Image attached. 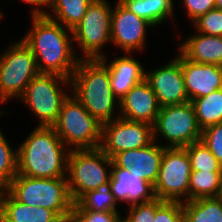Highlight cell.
I'll return each instance as SVG.
<instances>
[{
	"label": "cell",
	"instance_id": "836d02e7",
	"mask_svg": "<svg viewBox=\"0 0 222 222\" xmlns=\"http://www.w3.org/2000/svg\"><path fill=\"white\" fill-rule=\"evenodd\" d=\"M154 222H184L182 203L165 201L155 211Z\"/></svg>",
	"mask_w": 222,
	"mask_h": 222
},
{
	"label": "cell",
	"instance_id": "d590c367",
	"mask_svg": "<svg viewBox=\"0 0 222 222\" xmlns=\"http://www.w3.org/2000/svg\"><path fill=\"white\" fill-rule=\"evenodd\" d=\"M19 1L20 3L24 2L26 4H29L30 16H45L50 6V0H19Z\"/></svg>",
	"mask_w": 222,
	"mask_h": 222
},
{
	"label": "cell",
	"instance_id": "b9f144b4",
	"mask_svg": "<svg viewBox=\"0 0 222 222\" xmlns=\"http://www.w3.org/2000/svg\"><path fill=\"white\" fill-rule=\"evenodd\" d=\"M119 222H127L124 218H122Z\"/></svg>",
	"mask_w": 222,
	"mask_h": 222
},
{
	"label": "cell",
	"instance_id": "3957f363",
	"mask_svg": "<svg viewBox=\"0 0 222 222\" xmlns=\"http://www.w3.org/2000/svg\"><path fill=\"white\" fill-rule=\"evenodd\" d=\"M71 93L101 125L119 117L120 101L101 59H80L71 77Z\"/></svg>",
	"mask_w": 222,
	"mask_h": 222
},
{
	"label": "cell",
	"instance_id": "f1b7e54d",
	"mask_svg": "<svg viewBox=\"0 0 222 222\" xmlns=\"http://www.w3.org/2000/svg\"><path fill=\"white\" fill-rule=\"evenodd\" d=\"M184 148L190 159L191 170L222 171L218 160L200 140Z\"/></svg>",
	"mask_w": 222,
	"mask_h": 222
},
{
	"label": "cell",
	"instance_id": "f35d334b",
	"mask_svg": "<svg viewBox=\"0 0 222 222\" xmlns=\"http://www.w3.org/2000/svg\"><path fill=\"white\" fill-rule=\"evenodd\" d=\"M58 222H70L69 218H61Z\"/></svg>",
	"mask_w": 222,
	"mask_h": 222
},
{
	"label": "cell",
	"instance_id": "ab89813d",
	"mask_svg": "<svg viewBox=\"0 0 222 222\" xmlns=\"http://www.w3.org/2000/svg\"><path fill=\"white\" fill-rule=\"evenodd\" d=\"M3 115H7V111L5 112L4 110L2 111V110L0 109V118H1V116H3Z\"/></svg>",
	"mask_w": 222,
	"mask_h": 222
},
{
	"label": "cell",
	"instance_id": "9c48e42d",
	"mask_svg": "<svg viewBox=\"0 0 222 222\" xmlns=\"http://www.w3.org/2000/svg\"><path fill=\"white\" fill-rule=\"evenodd\" d=\"M5 49L0 54V105L19 99L40 73L34 54L21 38Z\"/></svg>",
	"mask_w": 222,
	"mask_h": 222
},
{
	"label": "cell",
	"instance_id": "30bf717a",
	"mask_svg": "<svg viewBox=\"0 0 222 222\" xmlns=\"http://www.w3.org/2000/svg\"><path fill=\"white\" fill-rule=\"evenodd\" d=\"M154 141L165 148H184L201 139L195 110L191 102L160 107L153 125ZM165 143H160V139ZM159 142H158V141Z\"/></svg>",
	"mask_w": 222,
	"mask_h": 222
},
{
	"label": "cell",
	"instance_id": "e0dca14e",
	"mask_svg": "<svg viewBox=\"0 0 222 222\" xmlns=\"http://www.w3.org/2000/svg\"><path fill=\"white\" fill-rule=\"evenodd\" d=\"M160 106L149 83L144 79L133 86L120 100L119 117L137 122L155 124Z\"/></svg>",
	"mask_w": 222,
	"mask_h": 222
},
{
	"label": "cell",
	"instance_id": "9a60e30c",
	"mask_svg": "<svg viewBox=\"0 0 222 222\" xmlns=\"http://www.w3.org/2000/svg\"><path fill=\"white\" fill-rule=\"evenodd\" d=\"M164 149L165 147L154 141L142 148L120 152L111 158L112 168H126L154 186L159 176Z\"/></svg>",
	"mask_w": 222,
	"mask_h": 222
},
{
	"label": "cell",
	"instance_id": "7c38bea8",
	"mask_svg": "<svg viewBox=\"0 0 222 222\" xmlns=\"http://www.w3.org/2000/svg\"><path fill=\"white\" fill-rule=\"evenodd\" d=\"M153 142L154 133L151 124L118 117L102 124L99 148L112 158L120 152L142 148Z\"/></svg>",
	"mask_w": 222,
	"mask_h": 222
},
{
	"label": "cell",
	"instance_id": "5bb4252c",
	"mask_svg": "<svg viewBox=\"0 0 222 222\" xmlns=\"http://www.w3.org/2000/svg\"><path fill=\"white\" fill-rule=\"evenodd\" d=\"M145 80L154 91L160 107L190 102L181 63L174 56L162 66L145 71Z\"/></svg>",
	"mask_w": 222,
	"mask_h": 222
},
{
	"label": "cell",
	"instance_id": "e575fe53",
	"mask_svg": "<svg viewBox=\"0 0 222 222\" xmlns=\"http://www.w3.org/2000/svg\"><path fill=\"white\" fill-rule=\"evenodd\" d=\"M181 2V6L185 7L182 9H185V15L191 23L200 15L215 8V0H182Z\"/></svg>",
	"mask_w": 222,
	"mask_h": 222
},
{
	"label": "cell",
	"instance_id": "f546056e",
	"mask_svg": "<svg viewBox=\"0 0 222 222\" xmlns=\"http://www.w3.org/2000/svg\"><path fill=\"white\" fill-rule=\"evenodd\" d=\"M193 30L204 35L222 37V10L212 9L200 15L192 23Z\"/></svg>",
	"mask_w": 222,
	"mask_h": 222
},
{
	"label": "cell",
	"instance_id": "d6a6232c",
	"mask_svg": "<svg viewBox=\"0 0 222 222\" xmlns=\"http://www.w3.org/2000/svg\"><path fill=\"white\" fill-rule=\"evenodd\" d=\"M200 141L211 151L222 166V122L203 129Z\"/></svg>",
	"mask_w": 222,
	"mask_h": 222
},
{
	"label": "cell",
	"instance_id": "8992f818",
	"mask_svg": "<svg viewBox=\"0 0 222 222\" xmlns=\"http://www.w3.org/2000/svg\"><path fill=\"white\" fill-rule=\"evenodd\" d=\"M52 127L69 150L96 149L101 145L102 125L72 93L63 102Z\"/></svg>",
	"mask_w": 222,
	"mask_h": 222
},
{
	"label": "cell",
	"instance_id": "ba28073f",
	"mask_svg": "<svg viewBox=\"0 0 222 222\" xmlns=\"http://www.w3.org/2000/svg\"><path fill=\"white\" fill-rule=\"evenodd\" d=\"M111 169L112 159L100 148L70 150L67 183L72 202L75 203L83 194L109 182Z\"/></svg>",
	"mask_w": 222,
	"mask_h": 222
},
{
	"label": "cell",
	"instance_id": "603a6c76",
	"mask_svg": "<svg viewBox=\"0 0 222 222\" xmlns=\"http://www.w3.org/2000/svg\"><path fill=\"white\" fill-rule=\"evenodd\" d=\"M92 1L50 0V11L45 16L72 30L82 20Z\"/></svg>",
	"mask_w": 222,
	"mask_h": 222
},
{
	"label": "cell",
	"instance_id": "4fadbf2b",
	"mask_svg": "<svg viewBox=\"0 0 222 222\" xmlns=\"http://www.w3.org/2000/svg\"><path fill=\"white\" fill-rule=\"evenodd\" d=\"M154 26L126 9L118 0L111 15V43L125 53L145 51L147 31Z\"/></svg>",
	"mask_w": 222,
	"mask_h": 222
},
{
	"label": "cell",
	"instance_id": "cb8c5ba5",
	"mask_svg": "<svg viewBox=\"0 0 222 222\" xmlns=\"http://www.w3.org/2000/svg\"><path fill=\"white\" fill-rule=\"evenodd\" d=\"M184 222H222V201L202 197L182 203Z\"/></svg>",
	"mask_w": 222,
	"mask_h": 222
},
{
	"label": "cell",
	"instance_id": "60d3db41",
	"mask_svg": "<svg viewBox=\"0 0 222 222\" xmlns=\"http://www.w3.org/2000/svg\"><path fill=\"white\" fill-rule=\"evenodd\" d=\"M2 9H0V18L3 20L4 18H5V14L4 13H2V11H1ZM4 17V18H3Z\"/></svg>",
	"mask_w": 222,
	"mask_h": 222
},
{
	"label": "cell",
	"instance_id": "d4e9b609",
	"mask_svg": "<svg viewBox=\"0 0 222 222\" xmlns=\"http://www.w3.org/2000/svg\"><path fill=\"white\" fill-rule=\"evenodd\" d=\"M194 107L199 127L203 130L222 122V89L190 101Z\"/></svg>",
	"mask_w": 222,
	"mask_h": 222
},
{
	"label": "cell",
	"instance_id": "8fae6325",
	"mask_svg": "<svg viewBox=\"0 0 222 222\" xmlns=\"http://www.w3.org/2000/svg\"><path fill=\"white\" fill-rule=\"evenodd\" d=\"M191 165L185 148H165L154 185L155 197L170 202L188 201Z\"/></svg>",
	"mask_w": 222,
	"mask_h": 222
},
{
	"label": "cell",
	"instance_id": "ffe728a7",
	"mask_svg": "<svg viewBox=\"0 0 222 222\" xmlns=\"http://www.w3.org/2000/svg\"><path fill=\"white\" fill-rule=\"evenodd\" d=\"M192 33L178 43V50L193 62L222 66V37Z\"/></svg>",
	"mask_w": 222,
	"mask_h": 222
},
{
	"label": "cell",
	"instance_id": "74e56055",
	"mask_svg": "<svg viewBox=\"0 0 222 222\" xmlns=\"http://www.w3.org/2000/svg\"><path fill=\"white\" fill-rule=\"evenodd\" d=\"M217 198L222 201V178H221V185H220V189H219V193L217 195Z\"/></svg>",
	"mask_w": 222,
	"mask_h": 222
},
{
	"label": "cell",
	"instance_id": "484cf974",
	"mask_svg": "<svg viewBox=\"0 0 222 222\" xmlns=\"http://www.w3.org/2000/svg\"><path fill=\"white\" fill-rule=\"evenodd\" d=\"M221 178L222 171L191 170L188 201L202 197H217Z\"/></svg>",
	"mask_w": 222,
	"mask_h": 222
},
{
	"label": "cell",
	"instance_id": "4316f807",
	"mask_svg": "<svg viewBox=\"0 0 222 222\" xmlns=\"http://www.w3.org/2000/svg\"><path fill=\"white\" fill-rule=\"evenodd\" d=\"M80 210L119 212L118 202L111 192L110 182L100 185L96 190L83 194L75 203Z\"/></svg>",
	"mask_w": 222,
	"mask_h": 222
},
{
	"label": "cell",
	"instance_id": "83f0119b",
	"mask_svg": "<svg viewBox=\"0 0 222 222\" xmlns=\"http://www.w3.org/2000/svg\"><path fill=\"white\" fill-rule=\"evenodd\" d=\"M6 138L0 128V191L6 190L17 174V148Z\"/></svg>",
	"mask_w": 222,
	"mask_h": 222
},
{
	"label": "cell",
	"instance_id": "277c9868",
	"mask_svg": "<svg viewBox=\"0 0 222 222\" xmlns=\"http://www.w3.org/2000/svg\"><path fill=\"white\" fill-rule=\"evenodd\" d=\"M6 191L18 202L47 208L60 218H69L73 202L67 177L37 178L16 174Z\"/></svg>",
	"mask_w": 222,
	"mask_h": 222
},
{
	"label": "cell",
	"instance_id": "8d00e7d4",
	"mask_svg": "<svg viewBox=\"0 0 222 222\" xmlns=\"http://www.w3.org/2000/svg\"><path fill=\"white\" fill-rule=\"evenodd\" d=\"M215 9L222 10V0H215Z\"/></svg>",
	"mask_w": 222,
	"mask_h": 222
},
{
	"label": "cell",
	"instance_id": "7a4b0ae2",
	"mask_svg": "<svg viewBox=\"0 0 222 222\" xmlns=\"http://www.w3.org/2000/svg\"><path fill=\"white\" fill-rule=\"evenodd\" d=\"M17 147V174L37 178L67 177L66 147L52 126H36Z\"/></svg>",
	"mask_w": 222,
	"mask_h": 222
},
{
	"label": "cell",
	"instance_id": "44dd1931",
	"mask_svg": "<svg viewBox=\"0 0 222 222\" xmlns=\"http://www.w3.org/2000/svg\"><path fill=\"white\" fill-rule=\"evenodd\" d=\"M60 219L53 210L29 206L16 201L6 190L0 191L2 222H58Z\"/></svg>",
	"mask_w": 222,
	"mask_h": 222
},
{
	"label": "cell",
	"instance_id": "2e32d148",
	"mask_svg": "<svg viewBox=\"0 0 222 222\" xmlns=\"http://www.w3.org/2000/svg\"><path fill=\"white\" fill-rule=\"evenodd\" d=\"M175 57L181 63L189 101L222 89V66L193 62L179 50Z\"/></svg>",
	"mask_w": 222,
	"mask_h": 222
},
{
	"label": "cell",
	"instance_id": "7402d4cb",
	"mask_svg": "<svg viewBox=\"0 0 222 222\" xmlns=\"http://www.w3.org/2000/svg\"><path fill=\"white\" fill-rule=\"evenodd\" d=\"M126 9L150 22L154 28L162 23H174L175 0H118ZM175 14V15H174ZM171 20V21H170Z\"/></svg>",
	"mask_w": 222,
	"mask_h": 222
},
{
	"label": "cell",
	"instance_id": "4dcf8cb0",
	"mask_svg": "<svg viewBox=\"0 0 222 222\" xmlns=\"http://www.w3.org/2000/svg\"><path fill=\"white\" fill-rule=\"evenodd\" d=\"M164 202L156 197L151 201L130 205L127 207L126 217L123 218L127 222H154L155 211Z\"/></svg>",
	"mask_w": 222,
	"mask_h": 222
},
{
	"label": "cell",
	"instance_id": "1f68e13d",
	"mask_svg": "<svg viewBox=\"0 0 222 222\" xmlns=\"http://www.w3.org/2000/svg\"><path fill=\"white\" fill-rule=\"evenodd\" d=\"M121 212H100L80 210L74 203L69 215L70 222H119Z\"/></svg>",
	"mask_w": 222,
	"mask_h": 222
},
{
	"label": "cell",
	"instance_id": "52a82bcc",
	"mask_svg": "<svg viewBox=\"0 0 222 222\" xmlns=\"http://www.w3.org/2000/svg\"><path fill=\"white\" fill-rule=\"evenodd\" d=\"M111 6L108 0H93L82 20L73 27L74 46L75 50L78 47L81 51L77 53L80 59H101L106 56L104 47L111 43Z\"/></svg>",
	"mask_w": 222,
	"mask_h": 222
},
{
	"label": "cell",
	"instance_id": "5b68a950",
	"mask_svg": "<svg viewBox=\"0 0 222 222\" xmlns=\"http://www.w3.org/2000/svg\"><path fill=\"white\" fill-rule=\"evenodd\" d=\"M70 93L71 79L56 74L39 73L30 81L18 100L37 117V126H52Z\"/></svg>",
	"mask_w": 222,
	"mask_h": 222
},
{
	"label": "cell",
	"instance_id": "6da1fadb",
	"mask_svg": "<svg viewBox=\"0 0 222 222\" xmlns=\"http://www.w3.org/2000/svg\"><path fill=\"white\" fill-rule=\"evenodd\" d=\"M30 26L21 39L34 54L38 71L71 79L80 61L72 30L46 16H31Z\"/></svg>",
	"mask_w": 222,
	"mask_h": 222
},
{
	"label": "cell",
	"instance_id": "ac0fdd59",
	"mask_svg": "<svg viewBox=\"0 0 222 222\" xmlns=\"http://www.w3.org/2000/svg\"><path fill=\"white\" fill-rule=\"evenodd\" d=\"M109 182L118 204L127 203L130 206L156 198L154 186L126 168H112Z\"/></svg>",
	"mask_w": 222,
	"mask_h": 222
},
{
	"label": "cell",
	"instance_id": "d6986e66",
	"mask_svg": "<svg viewBox=\"0 0 222 222\" xmlns=\"http://www.w3.org/2000/svg\"><path fill=\"white\" fill-rule=\"evenodd\" d=\"M116 56L117 54L111 61L107 59V55L101 60L108 66L111 88L120 101L133 86L145 79L146 69H144L141 61L130 53Z\"/></svg>",
	"mask_w": 222,
	"mask_h": 222
}]
</instances>
